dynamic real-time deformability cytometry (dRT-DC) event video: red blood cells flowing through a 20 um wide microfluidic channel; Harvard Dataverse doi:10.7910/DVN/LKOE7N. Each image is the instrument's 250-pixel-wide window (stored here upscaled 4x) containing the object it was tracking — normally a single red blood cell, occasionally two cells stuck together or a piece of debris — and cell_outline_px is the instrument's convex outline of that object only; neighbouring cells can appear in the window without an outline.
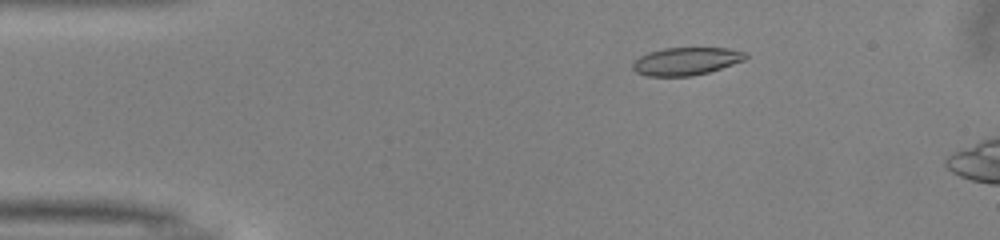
{"species": "common noctule bat (a hibernating species)", "species_latin": "Nyctalus noctula", "temperature_condition": "warm", "stored_images_in_passage": 36, "camera_frame_rate_fps": 3000, "um_per_image_px": 0.085, "animal": {"sex": "male", "body_mass_g": 13.0, "forearm_length_mm": 53.1}, "frame": {"image": 1, "passage_image": 4, "time_ms": 1.0, "image_size_px": [1000, 240], "cell_outline_px": [[748, 56], [744, 60], [708, 72], [692, 76], [648, 76], [636, 72], [632, 68], [632, 64], [640, 56], [648, 52], [664, 48], [728, 48], [748, 52]], "centroid_in_image_um": [58.33, 5.2], "position_along_channel_um": 26.7, "area_um2": 18.21}}
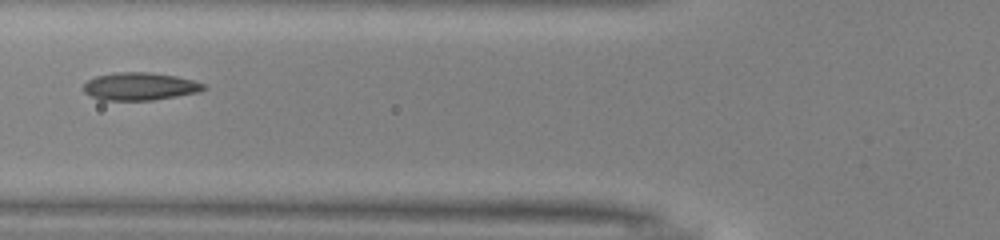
{"frame": {"image": 2, "passage_image": 15, "time_ms": 4.667, "image_size_px": [1000, 240], "cell_outline_px": [[208, 88], [200, 92], [152, 100], [100, 100], [84, 92], [84, 84], [88, 80], [96, 76], [120, 72], [148, 72], [176, 76], [192, 80], [204, 84]], "centroid_in_image_um": [11.91, 7.34], "position_along_channel_um": 113.9, "area_um2": 19.31}}
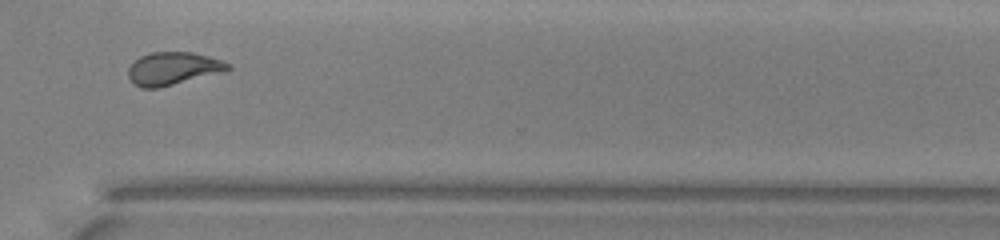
{"frame": {"image": 3, "passage_image": 33, "time_ms": 10.667, "image_size_px": [1000, 240], "cell_outline_px": [[232, 68], [160, 88], [140, 88], [132, 84], [128, 76], [128, 68], [140, 56], [152, 52], [192, 52], [208, 56], [232, 64]], "centroid_in_image_um": [14.65, 5.83], "position_along_channel_um": 356.0, "area_um2": 18.84}, "authors_computed_cell_mechanics": {"area_um2": 18.8139, "velocity_mm_per_s": 4.0337, "shape_relaxation_time_tau1_ms": 6.764, "shape_relaxation_time_tau2_ms": 1.6316, "deformation_change_tau1": 0.2026, "deformation_change_tau2": 0.0861}}